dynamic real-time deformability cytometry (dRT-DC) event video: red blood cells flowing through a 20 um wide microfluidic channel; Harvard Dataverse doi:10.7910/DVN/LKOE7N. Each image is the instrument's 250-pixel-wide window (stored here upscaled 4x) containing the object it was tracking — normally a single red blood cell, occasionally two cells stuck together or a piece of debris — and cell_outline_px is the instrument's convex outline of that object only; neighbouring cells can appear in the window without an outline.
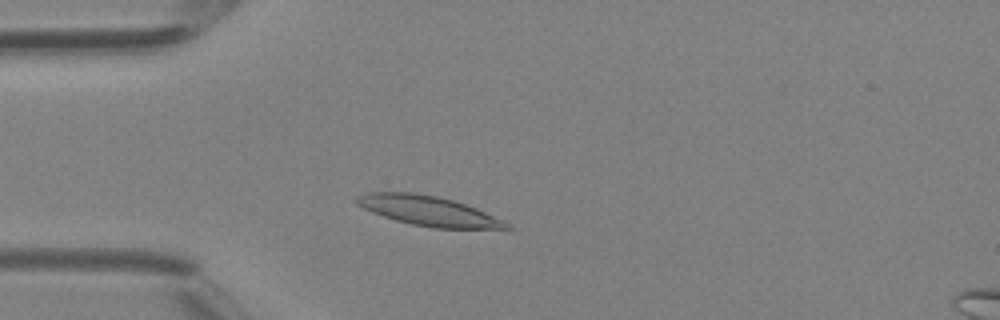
{"species": "Egyptian fruit bat (a non-hibernating species)", "species_latin": "Rousettus aegyptiacus", "temperature_condition": "room temperature", "stored_images_in_passage": 37, "camera_frame_rate_fps": 3000, "um_per_image_px": 0.085, "animal": {"sex": "female"}, "frame": {"image": 1, "passage_image": 6, "time_ms": 1.667, "image_size_px": [1000, 320], "cell_outline_px": [[512, 228], [432, 228], [412, 224], [396, 220], [372, 212], [356, 204], [352, 200], [356, 196], [368, 192], [416, 192], [436, 196], [452, 200], [476, 208], [504, 220]], "centroid_in_image_um": [36.35, 17.91], "position_along_channel_um": 48.7, "area_um2": 25.78}}
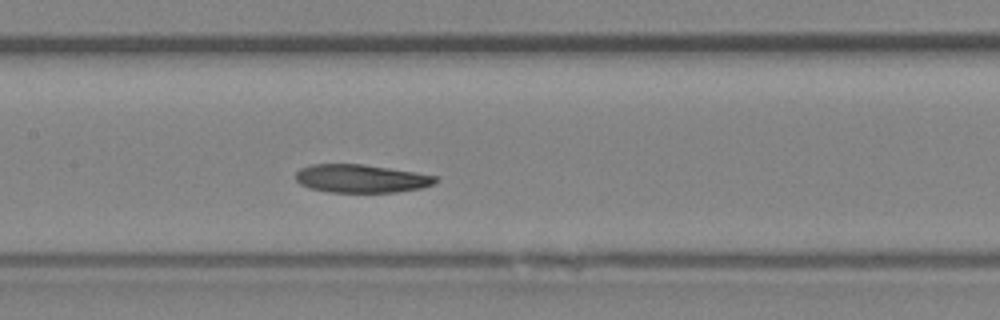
{"frame": {"image": 2, "passage_image": 15, "time_ms": 4.667, "image_size_px": [1000, 320], "cell_outline_px": [[440, 180], [436, 184], [420, 188], [396, 192], [328, 192], [308, 188], [300, 184], [296, 180], [296, 172], [300, 168], [312, 164], [360, 164], [388, 168], [440, 176]], "centroid_in_image_um": [30.72, 15.18], "position_along_channel_um": 176.7, "area_um2": 23.12}}
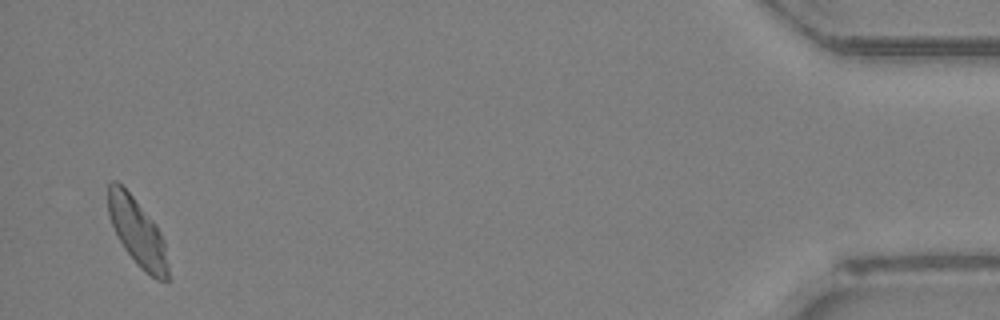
{"frame": {"image": 3, "passage_image": 36, "time_ms": 11.667, "image_size_px": [1000, 320], "cell_outline_px": [[168, 280], [156, 280], [144, 272], [136, 264], [124, 248], [112, 224], [108, 212], [108, 184], [112, 180], [116, 180], [132, 196], [156, 224], [164, 240], [168, 264]], "centroid_in_image_um": [11.69, 19.76], "position_along_channel_um": 423.5, "area_um2": 23.35}}